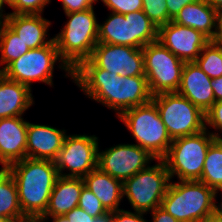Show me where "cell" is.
I'll list each match as a JSON object with an SVG mask.
<instances>
[{
    "instance_id": "cell-1",
    "label": "cell",
    "mask_w": 222,
    "mask_h": 222,
    "mask_svg": "<svg viewBox=\"0 0 222 222\" xmlns=\"http://www.w3.org/2000/svg\"><path fill=\"white\" fill-rule=\"evenodd\" d=\"M72 80L88 98L112 109L117 117L152 100L146 76H118L99 68L90 58L72 71Z\"/></svg>"
},
{
    "instance_id": "cell-2",
    "label": "cell",
    "mask_w": 222,
    "mask_h": 222,
    "mask_svg": "<svg viewBox=\"0 0 222 222\" xmlns=\"http://www.w3.org/2000/svg\"><path fill=\"white\" fill-rule=\"evenodd\" d=\"M7 169L15 180L23 215L30 222L38 221L47 210L59 177L55 161L24 158Z\"/></svg>"
},
{
    "instance_id": "cell-3",
    "label": "cell",
    "mask_w": 222,
    "mask_h": 222,
    "mask_svg": "<svg viewBox=\"0 0 222 222\" xmlns=\"http://www.w3.org/2000/svg\"><path fill=\"white\" fill-rule=\"evenodd\" d=\"M65 15L69 19L53 39L60 58L73 71L83 60L91 57L98 43L99 23L94 7Z\"/></svg>"
},
{
    "instance_id": "cell-4",
    "label": "cell",
    "mask_w": 222,
    "mask_h": 222,
    "mask_svg": "<svg viewBox=\"0 0 222 222\" xmlns=\"http://www.w3.org/2000/svg\"><path fill=\"white\" fill-rule=\"evenodd\" d=\"M217 194L199 180H171L161 207L179 222H200L215 212Z\"/></svg>"
},
{
    "instance_id": "cell-5",
    "label": "cell",
    "mask_w": 222,
    "mask_h": 222,
    "mask_svg": "<svg viewBox=\"0 0 222 222\" xmlns=\"http://www.w3.org/2000/svg\"><path fill=\"white\" fill-rule=\"evenodd\" d=\"M118 118L131 132L136 145L144 148L156 160H162L165 157L173 140L152 100L126 110Z\"/></svg>"
},
{
    "instance_id": "cell-6",
    "label": "cell",
    "mask_w": 222,
    "mask_h": 222,
    "mask_svg": "<svg viewBox=\"0 0 222 222\" xmlns=\"http://www.w3.org/2000/svg\"><path fill=\"white\" fill-rule=\"evenodd\" d=\"M215 140L207 127L199 133L173 139L162 159L171 179L200 180L206 153Z\"/></svg>"
},
{
    "instance_id": "cell-7",
    "label": "cell",
    "mask_w": 222,
    "mask_h": 222,
    "mask_svg": "<svg viewBox=\"0 0 222 222\" xmlns=\"http://www.w3.org/2000/svg\"><path fill=\"white\" fill-rule=\"evenodd\" d=\"M157 39V26L142 10L124 15L111 12L99 24L98 43L143 48Z\"/></svg>"
},
{
    "instance_id": "cell-8",
    "label": "cell",
    "mask_w": 222,
    "mask_h": 222,
    "mask_svg": "<svg viewBox=\"0 0 222 222\" xmlns=\"http://www.w3.org/2000/svg\"><path fill=\"white\" fill-rule=\"evenodd\" d=\"M59 68L66 72V77H71L72 70L60 58L54 39L43 47L30 49L18 59L12 61L1 73L7 78L17 81L31 89L35 81L53 85V71L56 62Z\"/></svg>"
},
{
    "instance_id": "cell-9",
    "label": "cell",
    "mask_w": 222,
    "mask_h": 222,
    "mask_svg": "<svg viewBox=\"0 0 222 222\" xmlns=\"http://www.w3.org/2000/svg\"><path fill=\"white\" fill-rule=\"evenodd\" d=\"M137 172L123 182V198L126 196L132 209L139 212H151L161 206L167 193L171 177L163 160Z\"/></svg>"
},
{
    "instance_id": "cell-10",
    "label": "cell",
    "mask_w": 222,
    "mask_h": 222,
    "mask_svg": "<svg viewBox=\"0 0 222 222\" xmlns=\"http://www.w3.org/2000/svg\"><path fill=\"white\" fill-rule=\"evenodd\" d=\"M152 101L172 140L206 129L205 113L177 92L154 95Z\"/></svg>"
},
{
    "instance_id": "cell-11",
    "label": "cell",
    "mask_w": 222,
    "mask_h": 222,
    "mask_svg": "<svg viewBox=\"0 0 222 222\" xmlns=\"http://www.w3.org/2000/svg\"><path fill=\"white\" fill-rule=\"evenodd\" d=\"M142 50L144 71L151 95L177 92L185 62L158 40L147 44Z\"/></svg>"
},
{
    "instance_id": "cell-12",
    "label": "cell",
    "mask_w": 222,
    "mask_h": 222,
    "mask_svg": "<svg viewBox=\"0 0 222 222\" xmlns=\"http://www.w3.org/2000/svg\"><path fill=\"white\" fill-rule=\"evenodd\" d=\"M95 135H67L55 160L61 177L83 178L98 167L99 142ZM69 173H63V171Z\"/></svg>"
},
{
    "instance_id": "cell-13",
    "label": "cell",
    "mask_w": 222,
    "mask_h": 222,
    "mask_svg": "<svg viewBox=\"0 0 222 222\" xmlns=\"http://www.w3.org/2000/svg\"><path fill=\"white\" fill-rule=\"evenodd\" d=\"M153 160L156 161L136 144H118L104 151L98 150V167L122 183L146 169Z\"/></svg>"
},
{
    "instance_id": "cell-14",
    "label": "cell",
    "mask_w": 222,
    "mask_h": 222,
    "mask_svg": "<svg viewBox=\"0 0 222 222\" xmlns=\"http://www.w3.org/2000/svg\"><path fill=\"white\" fill-rule=\"evenodd\" d=\"M90 59L99 68L118 76H145L142 48L97 43Z\"/></svg>"
},
{
    "instance_id": "cell-15",
    "label": "cell",
    "mask_w": 222,
    "mask_h": 222,
    "mask_svg": "<svg viewBox=\"0 0 222 222\" xmlns=\"http://www.w3.org/2000/svg\"><path fill=\"white\" fill-rule=\"evenodd\" d=\"M183 62H195L210 40L200 31L173 21L158 28V39Z\"/></svg>"
},
{
    "instance_id": "cell-16",
    "label": "cell",
    "mask_w": 222,
    "mask_h": 222,
    "mask_svg": "<svg viewBox=\"0 0 222 222\" xmlns=\"http://www.w3.org/2000/svg\"><path fill=\"white\" fill-rule=\"evenodd\" d=\"M22 117L0 119V164L3 168L26 158L28 122Z\"/></svg>"
},
{
    "instance_id": "cell-17",
    "label": "cell",
    "mask_w": 222,
    "mask_h": 222,
    "mask_svg": "<svg viewBox=\"0 0 222 222\" xmlns=\"http://www.w3.org/2000/svg\"><path fill=\"white\" fill-rule=\"evenodd\" d=\"M177 93L186 97L204 113L215 103L212 79L201 70L196 62L184 64Z\"/></svg>"
},
{
    "instance_id": "cell-18",
    "label": "cell",
    "mask_w": 222,
    "mask_h": 222,
    "mask_svg": "<svg viewBox=\"0 0 222 222\" xmlns=\"http://www.w3.org/2000/svg\"><path fill=\"white\" fill-rule=\"evenodd\" d=\"M65 136L64 129L28 122L26 158L55 161Z\"/></svg>"
},
{
    "instance_id": "cell-19",
    "label": "cell",
    "mask_w": 222,
    "mask_h": 222,
    "mask_svg": "<svg viewBox=\"0 0 222 222\" xmlns=\"http://www.w3.org/2000/svg\"><path fill=\"white\" fill-rule=\"evenodd\" d=\"M5 23L29 49L43 47L53 40L47 34L52 24L42 14H9Z\"/></svg>"
},
{
    "instance_id": "cell-20",
    "label": "cell",
    "mask_w": 222,
    "mask_h": 222,
    "mask_svg": "<svg viewBox=\"0 0 222 222\" xmlns=\"http://www.w3.org/2000/svg\"><path fill=\"white\" fill-rule=\"evenodd\" d=\"M171 21L200 31L210 41L219 40L217 10L205 0L184 6Z\"/></svg>"
},
{
    "instance_id": "cell-21",
    "label": "cell",
    "mask_w": 222,
    "mask_h": 222,
    "mask_svg": "<svg viewBox=\"0 0 222 222\" xmlns=\"http://www.w3.org/2000/svg\"><path fill=\"white\" fill-rule=\"evenodd\" d=\"M31 89L0 72V119L23 116L34 104Z\"/></svg>"
},
{
    "instance_id": "cell-22",
    "label": "cell",
    "mask_w": 222,
    "mask_h": 222,
    "mask_svg": "<svg viewBox=\"0 0 222 222\" xmlns=\"http://www.w3.org/2000/svg\"><path fill=\"white\" fill-rule=\"evenodd\" d=\"M83 186L82 178L59 176L43 216H63L73 208L78 207Z\"/></svg>"
},
{
    "instance_id": "cell-23",
    "label": "cell",
    "mask_w": 222,
    "mask_h": 222,
    "mask_svg": "<svg viewBox=\"0 0 222 222\" xmlns=\"http://www.w3.org/2000/svg\"><path fill=\"white\" fill-rule=\"evenodd\" d=\"M84 186L90 189L108 212L119 210L123 200V183L99 167L88 173L83 178Z\"/></svg>"
},
{
    "instance_id": "cell-24",
    "label": "cell",
    "mask_w": 222,
    "mask_h": 222,
    "mask_svg": "<svg viewBox=\"0 0 222 222\" xmlns=\"http://www.w3.org/2000/svg\"><path fill=\"white\" fill-rule=\"evenodd\" d=\"M0 216L15 222H30L23 215L15 180L7 168L0 171Z\"/></svg>"
},
{
    "instance_id": "cell-25",
    "label": "cell",
    "mask_w": 222,
    "mask_h": 222,
    "mask_svg": "<svg viewBox=\"0 0 222 222\" xmlns=\"http://www.w3.org/2000/svg\"><path fill=\"white\" fill-rule=\"evenodd\" d=\"M216 193L222 191V139H216L209 147L200 180Z\"/></svg>"
},
{
    "instance_id": "cell-26",
    "label": "cell",
    "mask_w": 222,
    "mask_h": 222,
    "mask_svg": "<svg viewBox=\"0 0 222 222\" xmlns=\"http://www.w3.org/2000/svg\"><path fill=\"white\" fill-rule=\"evenodd\" d=\"M30 49L14 33V31L5 23L0 36V68L2 72L12 61L18 59L21 55L27 53Z\"/></svg>"
},
{
    "instance_id": "cell-27",
    "label": "cell",
    "mask_w": 222,
    "mask_h": 222,
    "mask_svg": "<svg viewBox=\"0 0 222 222\" xmlns=\"http://www.w3.org/2000/svg\"><path fill=\"white\" fill-rule=\"evenodd\" d=\"M195 62L209 78L222 76V41H210Z\"/></svg>"
},
{
    "instance_id": "cell-28",
    "label": "cell",
    "mask_w": 222,
    "mask_h": 222,
    "mask_svg": "<svg viewBox=\"0 0 222 222\" xmlns=\"http://www.w3.org/2000/svg\"><path fill=\"white\" fill-rule=\"evenodd\" d=\"M165 2V0H143L142 11L157 28L171 21L168 16V9Z\"/></svg>"
},
{
    "instance_id": "cell-29",
    "label": "cell",
    "mask_w": 222,
    "mask_h": 222,
    "mask_svg": "<svg viewBox=\"0 0 222 222\" xmlns=\"http://www.w3.org/2000/svg\"><path fill=\"white\" fill-rule=\"evenodd\" d=\"M78 207L82 208L87 214L95 218L101 217L109 213L102 205L97 196L86 186H83L81 196L79 198Z\"/></svg>"
},
{
    "instance_id": "cell-30",
    "label": "cell",
    "mask_w": 222,
    "mask_h": 222,
    "mask_svg": "<svg viewBox=\"0 0 222 222\" xmlns=\"http://www.w3.org/2000/svg\"><path fill=\"white\" fill-rule=\"evenodd\" d=\"M114 13L127 14L142 10L143 0H100Z\"/></svg>"
},
{
    "instance_id": "cell-31",
    "label": "cell",
    "mask_w": 222,
    "mask_h": 222,
    "mask_svg": "<svg viewBox=\"0 0 222 222\" xmlns=\"http://www.w3.org/2000/svg\"><path fill=\"white\" fill-rule=\"evenodd\" d=\"M51 0H18L11 8L13 12L9 14H42L44 7Z\"/></svg>"
},
{
    "instance_id": "cell-32",
    "label": "cell",
    "mask_w": 222,
    "mask_h": 222,
    "mask_svg": "<svg viewBox=\"0 0 222 222\" xmlns=\"http://www.w3.org/2000/svg\"><path fill=\"white\" fill-rule=\"evenodd\" d=\"M206 127H212L215 133L210 132L216 139H222V101L215 102L205 113ZM219 130V131H218ZM219 132V133H218ZM221 132V135H220Z\"/></svg>"
},
{
    "instance_id": "cell-33",
    "label": "cell",
    "mask_w": 222,
    "mask_h": 222,
    "mask_svg": "<svg viewBox=\"0 0 222 222\" xmlns=\"http://www.w3.org/2000/svg\"><path fill=\"white\" fill-rule=\"evenodd\" d=\"M145 212L139 211H129L124 209H119L111 212L112 222H148L143 217Z\"/></svg>"
},
{
    "instance_id": "cell-34",
    "label": "cell",
    "mask_w": 222,
    "mask_h": 222,
    "mask_svg": "<svg viewBox=\"0 0 222 222\" xmlns=\"http://www.w3.org/2000/svg\"><path fill=\"white\" fill-rule=\"evenodd\" d=\"M65 14L72 12L85 11L93 8V4L98 0H60Z\"/></svg>"
},
{
    "instance_id": "cell-35",
    "label": "cell",
    "mask_w": 222,
    "mask_h": 222,
    "mask_svg": "<svg viewBox=\"0 0 222 222\" xmlns=\"http://www.w3.org/2000/svg\"><path fill=\"white\" fill-rule=\"evenodd\" d=\"M70 222H93L95 217L87 214L82 208L76 207L65 214Z\"/></svg>"
},
{
    "instance_id": "cell-36",
    "label": "cell",
    "mask_w": 222,
    "mask_h": 222,
    "mask_svg": "<svg viewBox=\"0 0 222 222\" xmlns=\"http://www.w3.org/2000/svg\"><path fill=\"white\" fill-rule=\"evenodd\" d=\"M165 1L168 9V16L172 20L184 6L191 4L197 0H165Z\"/></svg>"
},
{
    "instance_id": "cell-37",
    "label": "cell",
    "mask_w": 222,
    "mask_h": 222,
    "mask_svg": "<svg viewBox=\"0 0 222 222\" xmlns=\"http://www.w3.org/2000/svg\"><path fill=\"white\" fill-rule=\"evenodd\" d=\"M152 222H179L161 206L151 211Z\"/></svg>"
},
{
    "instance_id": "cell-38",
    "label": "cell",
    "mask_w": 222,
    "mask_h": 222,
    "mask_svg": "<svg viewBox=\"0 0 222 222\" xmlns=\"http://www.w3.org/2000/svg\"><path fill=\"white\" fill-rule=\"evenodd\" d=\"M215 102L222 101V76L212 79Z\"/></svg>"
},
{
    "instance_id": "cell-39",
    "label": "cell",
    "mask_w": 222,
    "mask_h": 222,
    "mask_svg": "<svg viewBox=\"0 0 222 222\" xmlns=\"http://www.w3.org/2000/svg\"><path fill=\"white\" fill-rule=\"evenodd\" d=\"M52 219V222H70L65 215L63 216H42L38 222H47L49 219Z\"/></svg>"
},
{
    "instance_id": "cell-40",
    "label": "cell",
    "mask_w": 222,
    "mask_h": 222,
    "mask_svg": "<svg viewBox=\"0 0 222 222\" xmlns=\"http://www.w3.org/2000/svg\"><path fill=\"white\" fill-rule=\"evenodd\" d=\"M200 222H222V219L216 212L204 217Z\"/></svg>"
},
{
    "instance_id": "cell-41",
    "label": "cell",
    "mask_w": 222,
    "mask_h": 222,
    "mask_svg": "<svg viewBox=\"0 0 222 222\" xmlns=\"http://www.w3.org/2000/svg\"><path fill=\"white\" fill-rule=\"evenodd\" d=\"M219 41H222V7L217 11Z\"/></svg>"
},
{
    "instance_id": "cell-42",
    "label": "cell",
    "mask_w": 222,
    "mask_h": 222,
    "mask_svg": "<svg viewBox=\"0 0 222 222\" xmlns=\"http://www.w3.org/2000/svg\"><path fill=\"white\" fill-rule=\"evenodd\" d=\"M212 8L219 10L222 7V0H205Z\"/></svg>"
},
{
    "instance_id": "cell-43",
    "label": "cell",
    "mask_w": 222,
    "mask_h": 222,
    "mask_svg": "<svg viewBox=\"0 0 222 222\" xmlns=\"http://www.w3.org/2000/svg\"><path fill=\"white\" fill-rule=\"evenodd\" d=\"M93 222H112L111 212L107 213L104 216L95 218Z\"/></svg>"
},
{
    "instance_id": "cell-44",
    "label": "cell",
    "mask_w": 222,
    "mask_h": 222,
    "mask_svg": "<svg viewBox=\"0 0 222 222\" xmlns=\"http://www.w3.org/2000/svg\"><path fill=\"white\" fill-rule=\"evenodd\" d=\"M4 2L3 0H0V21H6L7 17L9 16L8 13L3 14V12H5L4 9Z\"/></svg>"
},
{
    "instance_id": "cell-45",
    "label": "cell",
    "mask_w": 222,
    "mask_h": 222,
    "mask_svg": "<svg viewBox=\"0 0 222 222\" xmlns=\"http://www.w3.org/2000/svg\"><path fill=\"white\" fill-rule=\"evenodd\" d=\"M222 192V191H221ZM215 212L218 214V216L222 219V202L221 203H215Z\"/></svg>"
},
{
    "instance_id": "cell-46",
    "label": "cell",
    "mask_w": 222,
    "mask_h": 222,
    "mask_svg": "<svg viewBox=\"0 0 222 222\" xmlns=\"http://www.w3.org/2000/svg\"><path fill=\"white\" fill-rule=\"evenodd\" d=\"M18 0H3L4 4H7L9 7H12Z\"/></svg>"
},
{
    "instance_id": "cell-47",
    "label": "cell",
    "mask_w": 222,
    "mask_h": 222,
    "mask_svg": "<svg viewBox=\"0 0 222 222\" xmlns=\"http://www.w3.org/2000/svg\"><path fill=\"white\" fill-rule=\"evenodd\" d=\"M0 222H15V221H13V220H11L9 218H6L4 216H0Z\"/></svg>"
},
{
    "instance_id": "cell-48",
    "label": "cell",
    "mask_w": 222,
    "mask_h": 222,
    "mask_svg": "<svg viewBox=\"0 0 222 222\" xmlns=\"http://www.w3.org/2000/svg\"><path fill=\"white\" fill-rule=\"evenodd\" d=\"M5 25V21H0V36L3 26Z\"/></svg>"
}]
</instances>
